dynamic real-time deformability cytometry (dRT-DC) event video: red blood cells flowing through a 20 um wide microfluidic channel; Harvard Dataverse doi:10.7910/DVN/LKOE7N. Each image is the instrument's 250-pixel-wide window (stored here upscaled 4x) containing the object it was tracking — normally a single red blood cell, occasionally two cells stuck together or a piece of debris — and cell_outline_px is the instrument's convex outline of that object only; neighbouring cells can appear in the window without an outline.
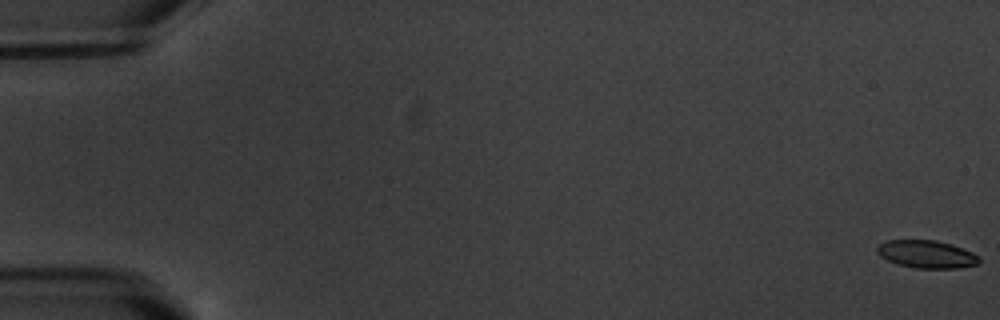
{"species": "common noctule bat (a hibernating species)", "species_latin": "Nyctalus noctula", "temperature_condition": "warm", "stored_images_in_passage": 6, "camera_frame_rate_fps": 3000, "um_per_image_px": 0.085, "animal": {"sex": "male", "body_mass_g": 20.1, "forearm_length_mm": 53.5}, "frame": {"image": 1, "passage_image": 1, "time_ms": 0.0, "image_size_px": [1000, 320], "cell_outline_px": [[980, 260], [976, 264], [960, 268], [916, 268], [896, 264], [880, 256], [876, 252], [876, 248], [880, 244], [888, 240], [936, 240], [952, 244], [972, 252], [980, 256]], "centroid_in_image_um": [78.76, 21.6], "position_along_channel_um": 6.2, "area_um2": 16.53}}
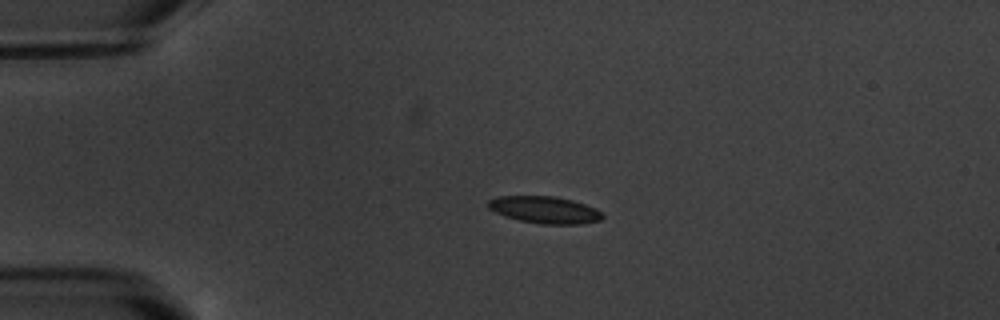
{"frame": {"image": 2, "passage_image": 5, "time_ms": 4.667, "image_size_px": [1000, 320], "cell_outline_px": [[604, 216], [600, 220], [584, 224], [540, 224], [520, 220], [504, 216], [488, 208], [488, 200], [496, 196], [556, 196], [572, 200], [596, 208], [604, 212]], "centroid_in_image_um": [46.32, 17.83], "position_along_channel_um": 38.7, "area_um2": 18.15}}